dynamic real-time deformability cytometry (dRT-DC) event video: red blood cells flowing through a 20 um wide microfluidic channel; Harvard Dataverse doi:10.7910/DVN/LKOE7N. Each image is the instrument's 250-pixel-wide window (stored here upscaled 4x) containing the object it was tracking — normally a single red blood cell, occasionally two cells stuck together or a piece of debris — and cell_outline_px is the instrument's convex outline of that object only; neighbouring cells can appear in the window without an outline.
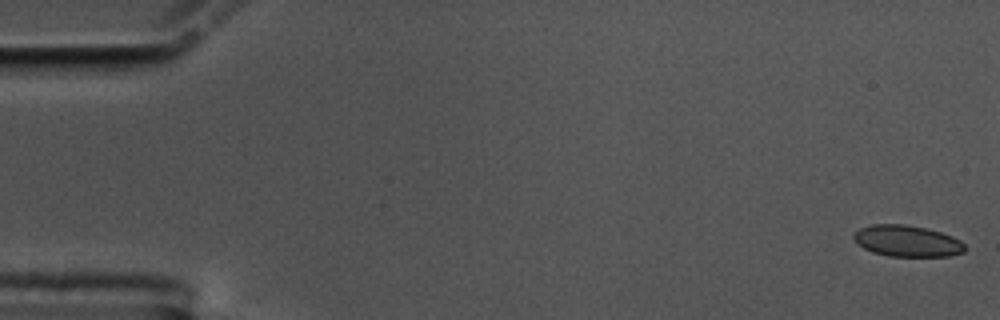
{"species": "common noctule bat (a hibernating species)", "species_latin": "Nyctalus noctula", "temperature_condition": "cold", "stored_images_in_passage": 56, "camera_frame_rate_fps": 3000, "um_per_image_px": 0.085, "animal": {"sex": "male", "body_mass_g": 17.5, "forearm_length_mm": 52.3}, "frame": {"image": 1, "passage_image": 1, "time_ms": 0.0, "image_size_px": [1000, 320], "cell_outline_px": [[964, 252], [948, 256], [888, 256], [872, 252], [864, 248], [852, 236], [860, 228], [872, 224], [904, 224], [924, 228], [940, 232], [952, 236], [960, 240], [964, 244]], "centroid_in_image_um": [77.11, 20.48], "position_along_channel_um": 7.9, "area_um2": 20.06}}
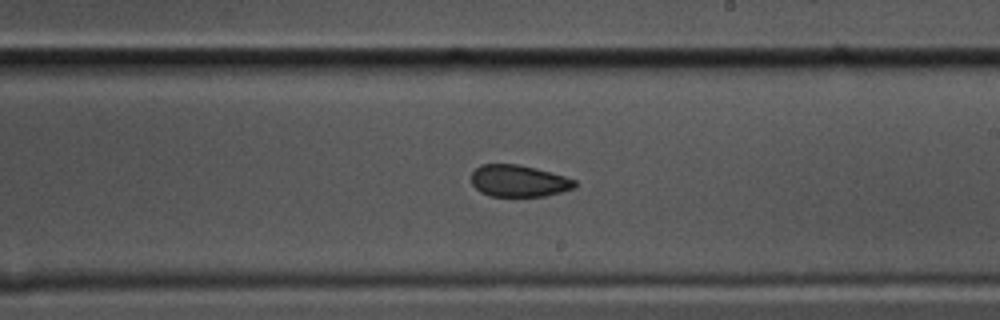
{"frame": {"image": 2, "passage_image": 33, "time_ms": 10.667, "image_size_px": [1000, 320], "cell_outline_px": [[576, 188], [544, 196], [492, 196], [480, 192], [472, 184], [472, 172], [480, 164], [520, 164], [536, 168], [564, 176], [576, 180]], "centroid_in_image_um": [44.09, 15.37], "position_along_channel_um": 244.9, "area_um2": 19.19}}
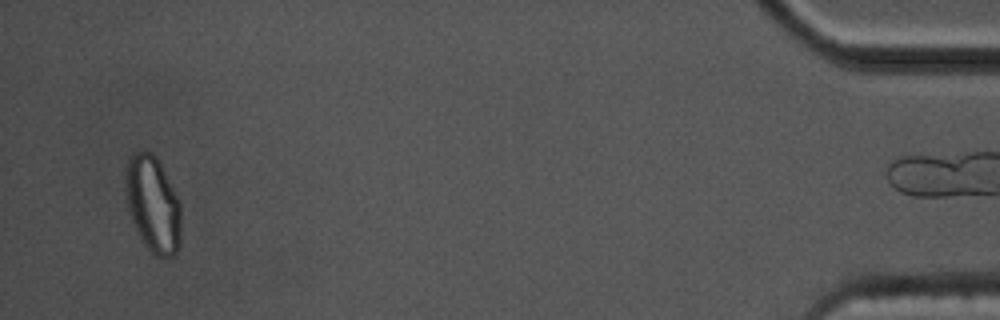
{"frame": {"image": 3, "passage_image": 55, "time_ms": 18.0, "image_size_px": [1000, 320], "cell_outline_px": [[180, 244], [176, 252], [172, 256], [164, 260], [156, 256], [144, 244], [132, 220], [128, 208], [124, 188], [124, 176], [128, 160], [132, 152], [140, 148], [156, 156], [180, 204]], "centroid_in_image_um": [12.97, 17.35], "position_along_channel_um": 422.2, "area_um2": 31.21}, "authors_computed_cell_mechanics": {"area_um2": 20.4612, "velocity_mm_per_s": 3.5218, "shape_relaxation_time_tau1_ms": 6.9547, "shape_relaxation_time_tau2_ms": 3.1138, "deformation_change_tau1": 0.108, "deformation_change_tau2": 0.0636}}